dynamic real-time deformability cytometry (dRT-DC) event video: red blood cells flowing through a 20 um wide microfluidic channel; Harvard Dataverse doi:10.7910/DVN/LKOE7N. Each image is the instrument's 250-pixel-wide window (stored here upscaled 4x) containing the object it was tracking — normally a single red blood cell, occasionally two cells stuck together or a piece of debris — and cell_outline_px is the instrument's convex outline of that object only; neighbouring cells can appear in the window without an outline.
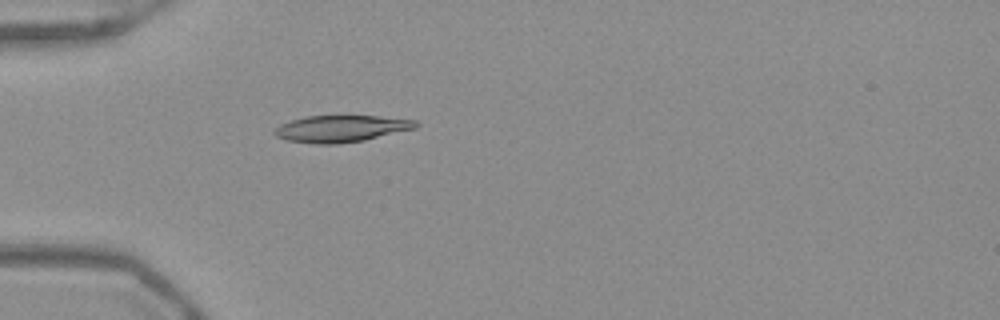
{"species": "Egyptian fruit bat (a non-hibernating species)", "species_latin": "Rousettus aegyptiacus", "temperature_condition": "warm", "stored_images_in_passage": 44, "camera_frame_rate_fps": 3000, "um_per_image_px": 0.085, "frame": {"image": 1, "passage_image": 8, "time_ms": 2.333, "image_size_px": [1000, 320], "cell_outline_px": [[420, 124], [416, 128], [364, 140], [336, 144], [316, 144], [288, 140], [276, 136], [272, 132], [280, 124], [304, 116], [380, 116], [416, 120]], "centroid_in_image_um": [29.0, 10.93], "position_along_channel_um": 56.0, "area_um2": 21.96}}
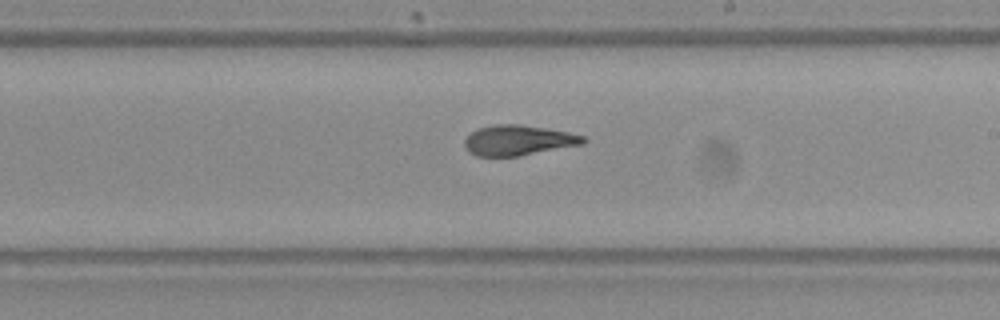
{"frame": {"image": 2, "passage_image": 23, "time_ms": 7.333, "image_size_px": [1000, 320], "cell_outline_px": [[588, 140], [584, 144], [520, 156], [476, 156], [468, 152], [464, 144], [464, 140], [472, 132], [480, 128], [496, 124], [520, 124], [568, 132], [584, 136]], "centroid_in_image_um": [44.07, 11.93], "position_along_channel_um": 244.9, "area_um2": 20.92}}
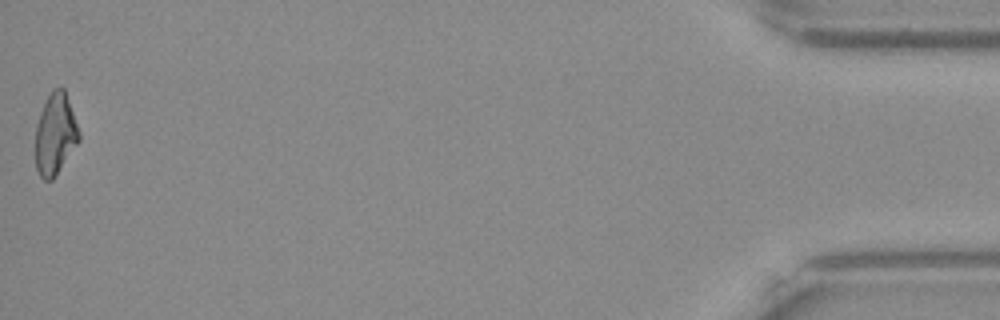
{"frame": {"image": 3, "passage_image": 44, "time_ms": 14.333, "image_size_px": [1000, 320], "cell_outline_px": [[80, 140], [52, 180], [44, 180], [40, 176], [36, 168], [36, 124], [40, 112], [52, 88], [64, 88], [80, 132]], "centroid_in_image_um": [4.7, 11.4], "position_along_channel_um": 430.5, "area_um2": 20.46}, "authors_computed_cell_mechanics": {"area_um2": 21.4149, "velocity_mm_per_s": 3.9503, "shape_relaxation_time_tau1_ms": null, "shape_relaxation_time_tau2_ms": 2.9027, "deformation_change_tau1": null, "deformation_change_tau2": 0.0873}}